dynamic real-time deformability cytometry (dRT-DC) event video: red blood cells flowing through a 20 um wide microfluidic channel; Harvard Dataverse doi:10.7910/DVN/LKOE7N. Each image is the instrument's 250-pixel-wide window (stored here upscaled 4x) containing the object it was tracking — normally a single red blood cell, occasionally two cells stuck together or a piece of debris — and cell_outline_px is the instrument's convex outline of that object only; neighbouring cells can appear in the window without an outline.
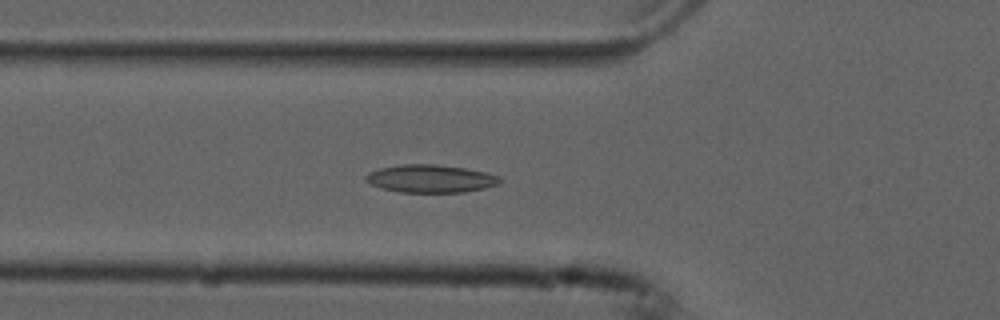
{"species": "common noctule bat (a hibernating species)", "species_latin": "Nyctalus noctula", "temperature_condition": "cold", "stored_images_in_passage": 33, "camera_frame_rate_fps": 3000, "um_per_image_px": 0.085, "animal": {"sex": "male", "forearm_length_mm": 52.5}, "frame": {"image": 1, "passage_image": 9, "time_ms": 2.667, "image_size_px": [1000, 320], "cell_outline_px": [[504, 180], [500, 184], [484, 188], [464, 192], [400, 192], [380, 188], [364, 180], [364, 176], [368, 172], [380, 168], [400, 164], [432, 164], [464, 168], [484, 172], [500, 176]], "centroid_in_image_um": [36.6, 15.18], "position_along_channel_um": 89.2, "area_um2": 21.85}}
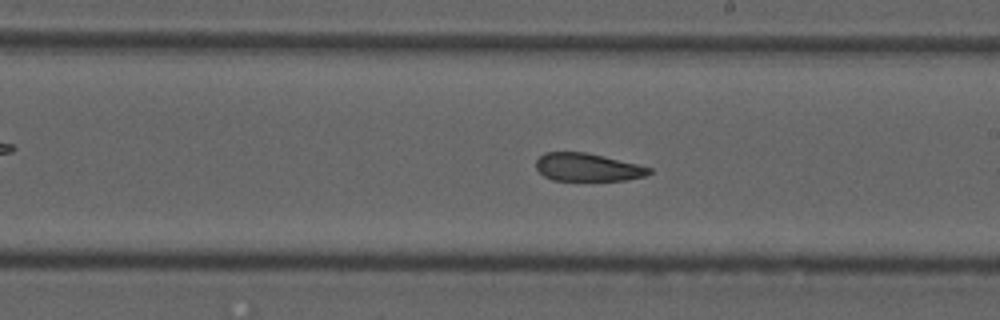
{"frame": {"image": 2, "passage_image": 21, "time_ms": 6.667, "image_size_px": [1000, 320], "cell_outline_px": [[652, 172], [644, 176], [624, 180], [552, 180], [544, 176], [536, 168], [536, 160], [544, 152], [584, 152], [604, 156], [652, 168]], "centroid_in_image_um": [49.92, 14.21], "position_along_channel_um": 239.1, "area_um2": 18.26}}
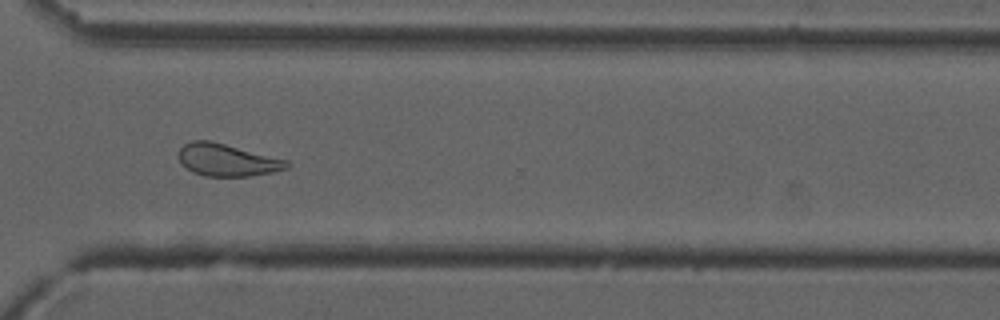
{"frame": {"image": 3, "passage_image": 30, "time_ms": 9.667, "image_size_px": [1000, 320], "cell_outline_px": [[292, 164], [288, 168], [272, 172], [248, 176], [204, 176], [192, 172], [180, 164], [176, 152], [184, 144], [192, 140], [212, 140], [288, 160]], "centroid_in_image_um": [19.27, 13.59], "position_along_channel_um": 351.3, "area_um2": 20.75}, "authors_computed_cell_mechanics": {"area_um2": 20.1144, "velocity_mm_per_s": 3.742, "shape_relaxation_time_tau1_ms": null, "shape_relaxation_time_tau2_ms": 4.0946, "deformation_change_tau1": null, "deformation_change_tau2": 0.1117}}